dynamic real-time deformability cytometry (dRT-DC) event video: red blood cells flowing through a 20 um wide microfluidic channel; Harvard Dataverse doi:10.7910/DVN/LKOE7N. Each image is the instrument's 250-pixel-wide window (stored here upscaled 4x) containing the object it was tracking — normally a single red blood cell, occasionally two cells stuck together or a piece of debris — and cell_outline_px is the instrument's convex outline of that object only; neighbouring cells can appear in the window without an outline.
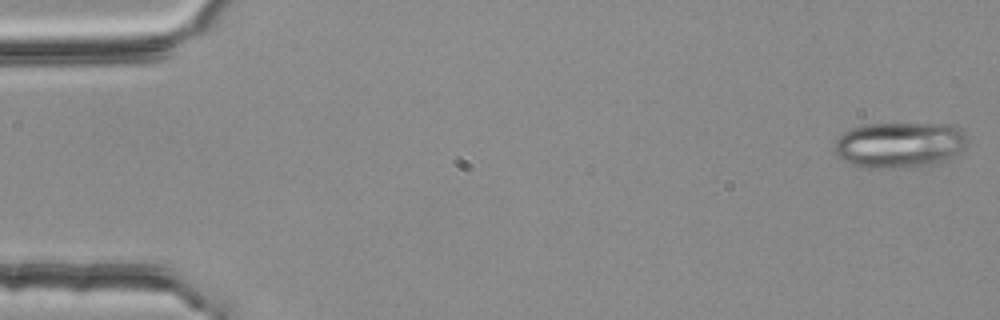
{"species": "common noctule bat (a hibernating species)", "species_latin": "Nyctalus noctula", "temperature_condition": "room temperature", "stored_images_in_passage": 41, "camera_frame_rate_fps": 3000, "um_per_image_px": 0.085, "animal": {"sex": "female", "body_mass_g": 25.1}, "frame": {"image": 1, "passage_image": 1, "time_ms": 0.0, "image_size_px": [1000, 320], "cell_outline_px": [[964, 148], [960, 152], [948, 160], [936, 164], [912, 168], [872, 168], [852, 164], [844, 160], [832, 148], [836, 140], [844, 132], [852, 128], [868, 124], [956, 124], [964, 132]], "centroid_in_image_um": [76.49, 12.32], "position_along_channel_um": 8.5, "area_um2": 35.6}}
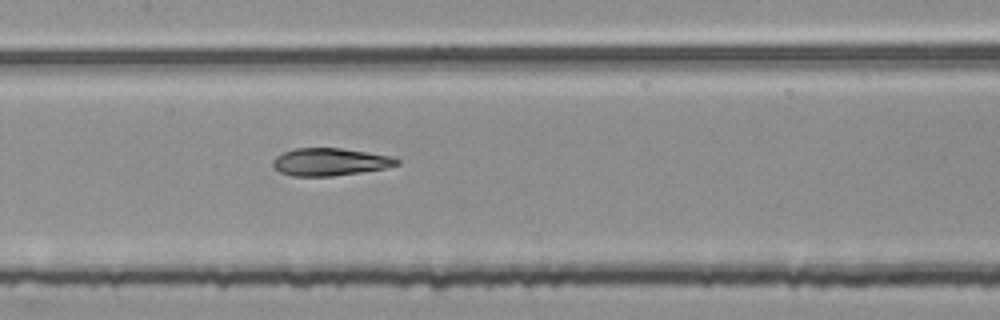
{"frame": {"image": 2, "passage_image": 26, "time_ms": 8.333, "image_size_px": [1000, 320], "cell_outline_px": [[400, 164], [384, 168], [360, 172], [332, 176], [292, 176], [280, 172], [272, 168], [272, 160], [276, 156], [284, 152], [296, 148], [340, 148], [396, 156], [400, 160]], "centroid_in_image_um": [28.06, 13.76], "position_along_channel_um": 179.3, "area_um2": 20.06}}
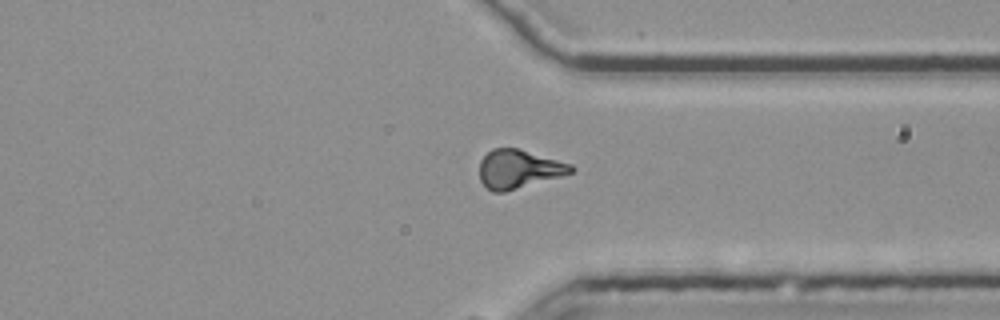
{"frame": {"image": 3, "passage_image": 41, "time_ms": 13.333, "image_size_px": [1000, 320], "cell_outline_px": [[576, 168], [572, 172], [560, 176], [504, 192], [492, 192], [480, 180], [480, 160], [492, 148], [516, 148], [572, 164]], "centroid_in_image_um": [44.07, 14.36], "position_along_channel_um": 367.3, "area_um2": 20.29}, "authors_computed_cell_mechanics": {"area_um2": 20.4612, "velocity_mm_per_s": 3.8004, "shape_relaxation_time_tau1_ms": null, "shape_relaxation_time_tau2_ms": 1.122, "deformation_change_tau1": null, "deformation_change_tau2": 0.0726}}